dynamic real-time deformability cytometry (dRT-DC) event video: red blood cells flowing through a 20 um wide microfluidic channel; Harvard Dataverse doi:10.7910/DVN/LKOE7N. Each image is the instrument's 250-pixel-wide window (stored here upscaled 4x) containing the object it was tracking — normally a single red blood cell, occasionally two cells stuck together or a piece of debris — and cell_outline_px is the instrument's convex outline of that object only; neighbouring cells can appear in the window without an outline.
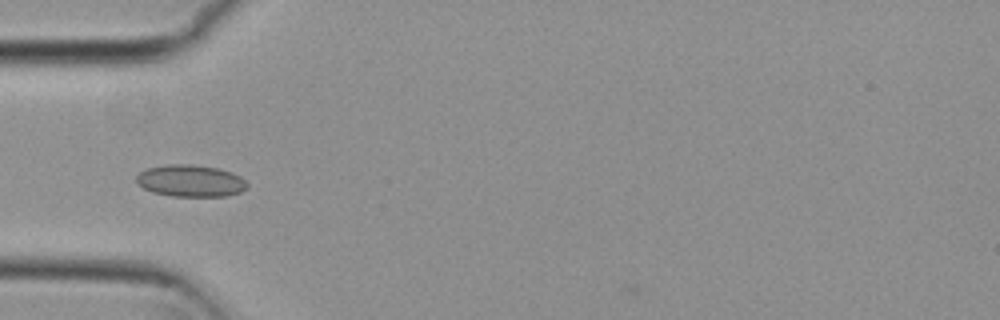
{"species": "common noctule bat (a hibernating species)", "species_latin": "Nyctalus noctula", "temperature_condition": "cold", "stored_images_in_passage": 8, "camera_frame_rate_fps": 3000, "um_per_image_px": 0.085, "animal": {"sex": "female", "body_mass_g": 29.2, "forearm_length_mm": 56.3}, "frame": {"image": 1, "passage_image": 3, "time_ms": 0.667, "image_size_px": [1000, 320], "cell_outline_px": [[248, 188], [240, 192], [224, 196], [172, 196], [152, 192], [136, 184], [136, 176], [140, 172], [148, 168], [168, 164], [188, 164], [216, 168], [232, 172], [240, 176], [248, 184]], "centroid_in_image_um": [16.19, 15.37], "position_along_channel_um": 68.8, "area_um2": 20.58}}
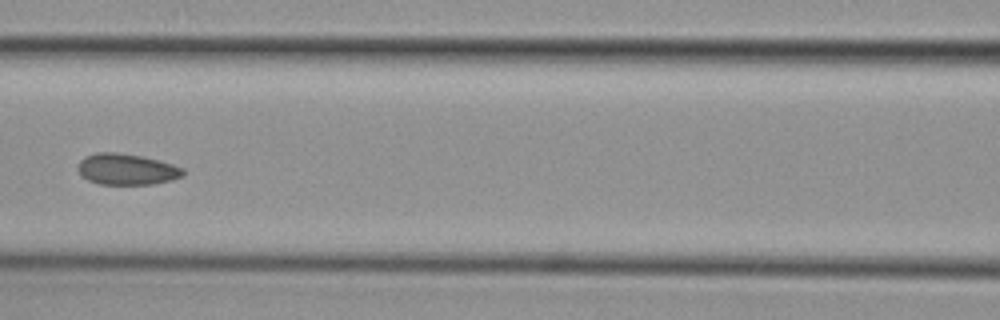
{"frame": {"image": 2, "passage_image": 5, "time_ms": 1.333, "image_size_px": [1000, 320], "cell_outline_px": [[184, 176], [172, 180], [152, 184], [100, 184], [88, 180], [76, 168], [76, 164], [84, 156], [96, 152], [116, 152], [144, 156], [160, 160], [184, 168]], "centroid_in_image_um": [10.77, 14.37], "position_along_channel_um": 155.8, "area_um2": 19.31}}
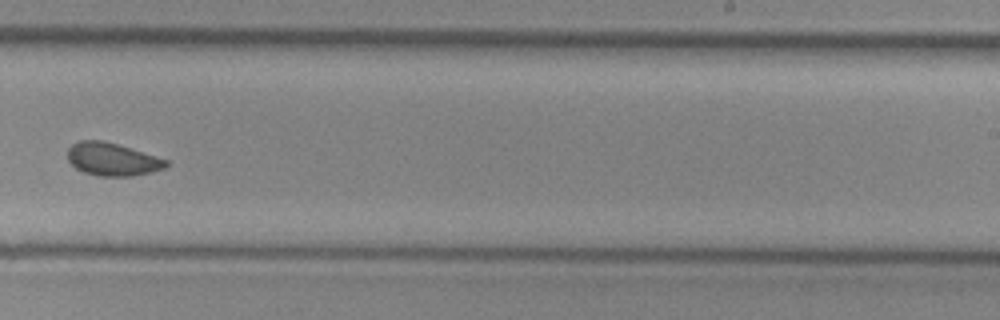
{"frame": {"image": 3, "passage_image": 8, "time_ms": 2.333, "image_size_px": [1000, 320], "cell_outline_px": [[168, 164], [164, 168], [152, 172], [132, 176], [96, 176], [84, 172], [76, 168], [68, 160], [68, 148], [72, 144], [80, 140], [104, 140], [168, 160]], "centroid_in_image_um": [9.53, 13.54], "position_along_channel_um": 279.5, "area_um2": 18.79}}